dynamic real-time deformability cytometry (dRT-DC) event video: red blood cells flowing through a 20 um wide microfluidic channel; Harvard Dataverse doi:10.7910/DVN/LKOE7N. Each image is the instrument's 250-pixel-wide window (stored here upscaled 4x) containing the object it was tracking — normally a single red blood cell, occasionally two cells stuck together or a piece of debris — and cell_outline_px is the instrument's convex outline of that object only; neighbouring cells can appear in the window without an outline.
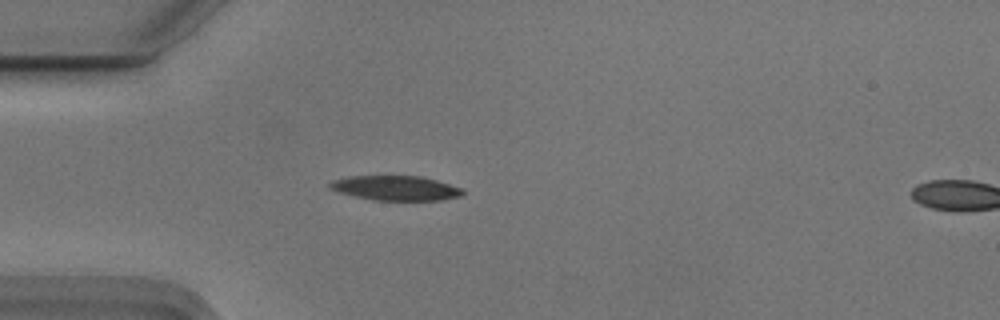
{"species": "Egyptian fruit bat (a non-hibernating species)", "species_latin": "Rousettus aegyptiacus", "temperature_condition": "cold", "stored_images_in_passage": 17, "camera_frame_rate_fps": 3000, "um_per_image_px": 0.085, "animal": {"sex": "male"}, "frame": {"image": 1, "passage_image": 15, "time_ms": 4.667, "image_size_px": [1000, 320], "cell_outline_px": [[464, 192], [460, 196], [444, 200], [372, 200], [340, 192], [328, 188], [328, 184], [332, 180], [348, 176], [420, 176], [436, 180], [460, 188]], "centroid_in_image_um": [33.6, 15.98], "position_along_channel_um": 51.4, "area_um2": 18.96}}